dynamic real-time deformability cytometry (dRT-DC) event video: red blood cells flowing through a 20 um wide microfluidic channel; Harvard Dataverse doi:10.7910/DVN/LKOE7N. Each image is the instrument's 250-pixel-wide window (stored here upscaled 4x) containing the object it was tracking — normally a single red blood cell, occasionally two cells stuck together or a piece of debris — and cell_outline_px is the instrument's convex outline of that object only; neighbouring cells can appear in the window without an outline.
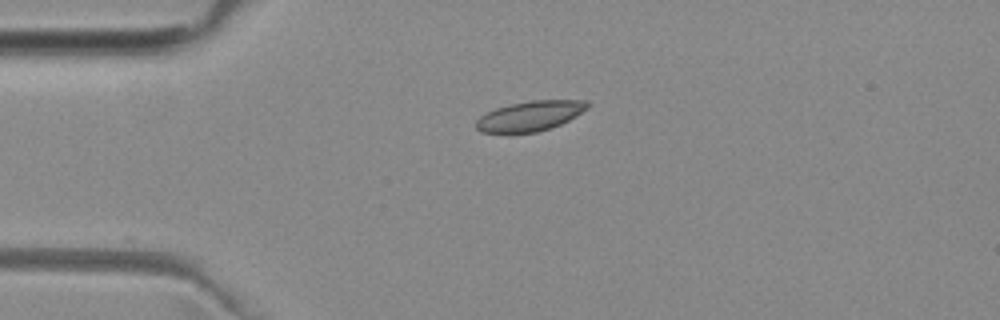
{"species": "common noctule bat (a hibernating species)", "species_latin": "Nyctalus noctula", "temperature_condition": "room temperature", "stored_images_in_passage": 42, "camera_frame_rate_fps": 3000, "um_per_image_px": 0.085, "animal": {"sex": "female", "body_mass_g": 29.2, "forearm_length_mm": 56.3}, "frame": {"image": 1, "passage_image": 1, "time_ms": 0.0, "image_size_px": [1000, 320], "cell_outline_px": [[588, 108], [576, 116], [560, 124], [536, 132], [508, 136], [480, 132], [476, 128], [476, 120], [480, 116], [496, 108], [512, 104], [532, 100], [588, 100]], "centroid_in_image_um": [44.99, 9.91], "position_along_channel_um": 40.0, "area_um2": 19.94}}
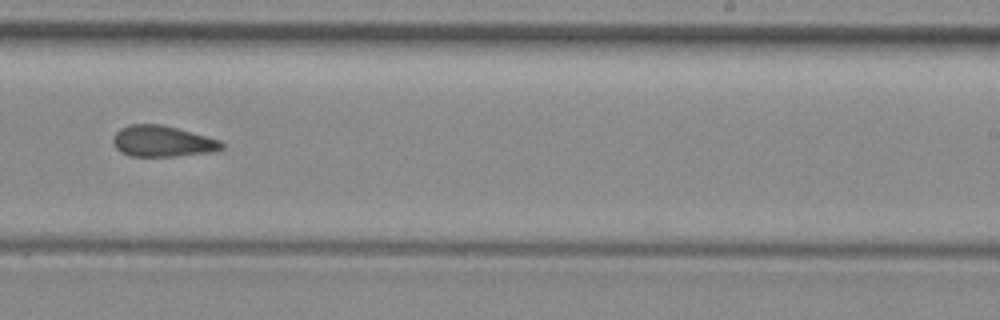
{"frame": {"image": 2, "passage_image": 22, "time_ms": 7.0, "image_size_px": [1000, 320], "cell_outline_px": [[224, 148], [216, 152], [176, 156], [128, 156], [120, 152], [116, 148], [112, 140], [112, 136], [120, 128], [128, 124], [160, 124], [176, 128], [220, 140], [224, 144]], "centroid_in_image_um": [13.79, 12.02], "position_along_channel_um": 275.2, "area_um2": 19.83}}
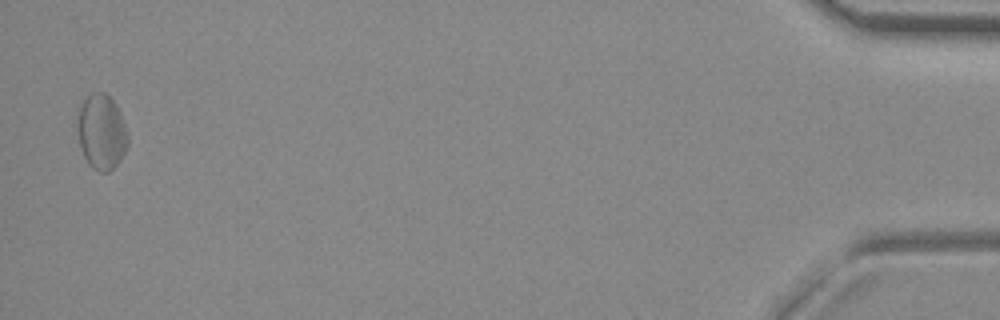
{"frame": {"image": 3, "passage_image": 41, "time_ms": 13.333, "image_size_px": [1000, 320], "cell_outline_px": [[128, 144], [124, 152], [116, 164], [108, 172], [100, 172], [92, 168], [88, 164], [84, 156], [80, 144], [76, 128], [80, 108], [84, 100], [92, 92], [104, 92], [116, 104], [120, 112], [128, 136]], "centroid_in_image_um": [8.62, 11.22], "position_along_channel_um": 426.6, "area_um2": 21.85}, "authors_computed_cell_mechanics": {"area_um2": 19.941, "velocity_mm_per_s": 3.944, "shape_relaxation_time_tau1_ms": null, "shape_relaxation_time_tau2_ms": 2.834, "deformation_change_tau1": null, "deformation_change_tau2": 0.1109}}